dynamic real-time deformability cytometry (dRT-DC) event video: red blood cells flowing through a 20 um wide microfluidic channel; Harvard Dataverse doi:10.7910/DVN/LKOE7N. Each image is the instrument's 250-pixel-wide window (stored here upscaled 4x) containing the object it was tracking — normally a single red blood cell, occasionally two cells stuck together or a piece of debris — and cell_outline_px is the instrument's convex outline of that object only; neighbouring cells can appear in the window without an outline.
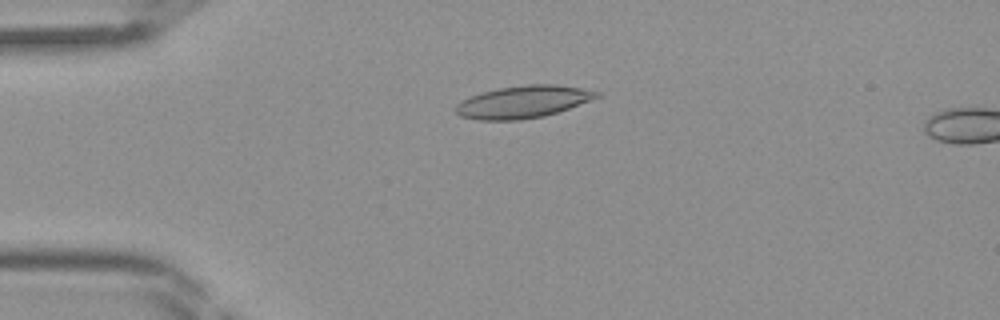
{"species": "Egyptian fruit bat (a non-hibernating species)", "species_latin": "Rousettus aegyptiacus", "temperature_condition": "room temperature", "stored_images_in_passage": 13, "camera_frame_rate_fps": 3000, "um_per_image_px": 0.085, "frame": {"image": 1, "passage_image": 10, "time_ms": 3.0, "image_size_px": [1000, 320], "cell_outline_px": [[600, 96], [568, 108], [544, 116], [520, 120], [480, 120], [460, 116], [456, 112], [456, 104], [460, 100], [468, 96], [500, 88], [528, 84], [556, 84], [580, 88], [600, 92]], "centroid_in_image_um": [44.42, 8.66], "position_along_channel_um": 40.6, "area_um2": 26.3}}